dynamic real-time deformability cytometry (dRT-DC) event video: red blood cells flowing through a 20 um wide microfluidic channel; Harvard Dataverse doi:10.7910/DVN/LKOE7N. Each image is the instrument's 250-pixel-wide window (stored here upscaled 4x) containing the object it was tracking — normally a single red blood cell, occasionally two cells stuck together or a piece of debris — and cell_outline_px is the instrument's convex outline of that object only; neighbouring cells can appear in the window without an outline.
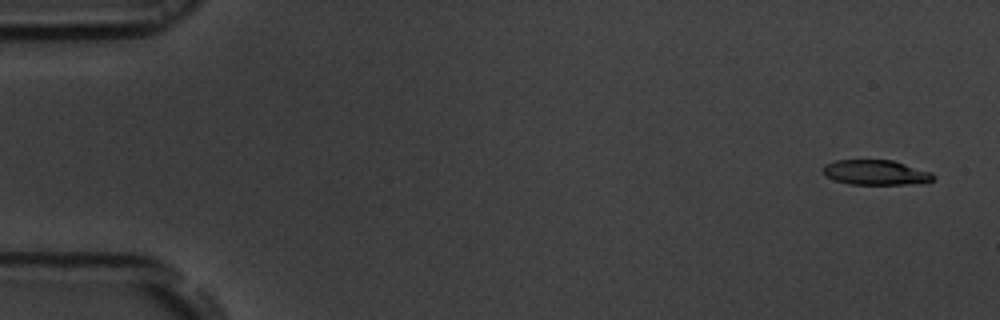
{"species": "common noctule bat (a hibernating species)", "species_latin": "Nyctalus noctula", "temperature_condition": "room temperature", "stored_images_in_passage": 55, "camera_frame_rate_fps": 3000, "um_per_image_px": 0.085, "animal": {"sex": "male", "body_mass_g": 19.5, "forearm_length_mm": 54.6}, "frame": {"image": 1, "passage_image": 3, "time_ms": 0.667, "image_size_px": [1000, 320], "cell_outline_px": [[936, 176], [932, 180], [908, 184], [848, 184], [824, 176], [824, 164], [836, 160], [892, 160], [932, 172]], "centroid_in_image_um": [74.42, 14.65], "position_along_channel_um": 10.6, "area_um2": 15.9}}
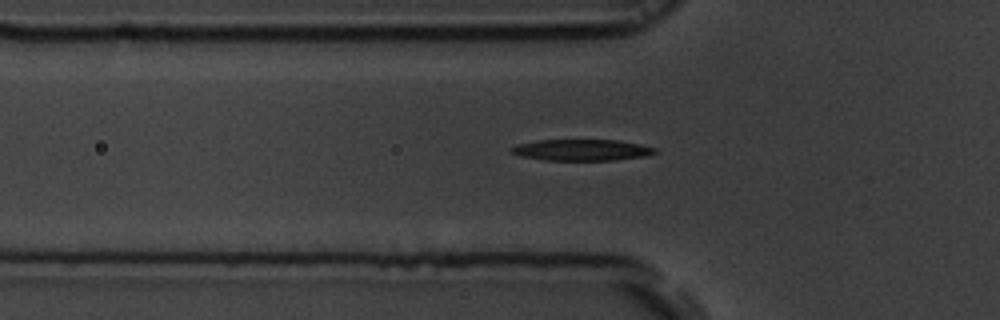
{"frame": {"image": 2, "passage_image": 19, "time_ms": 6.0, "image_size_px": [1000, 320], "cell_outline_px": [[656, 152], [648, 156], [616, 160], [544, 160], [520, 156], [512, 152], [508, 148], [516, 144], [536, 140], [620, 140], [640, 144], [656, 148]], "centroid_in_image_um": [49.44, 12.75], "position_along_channel_um": 76.4, "area_um2": 17.98}}
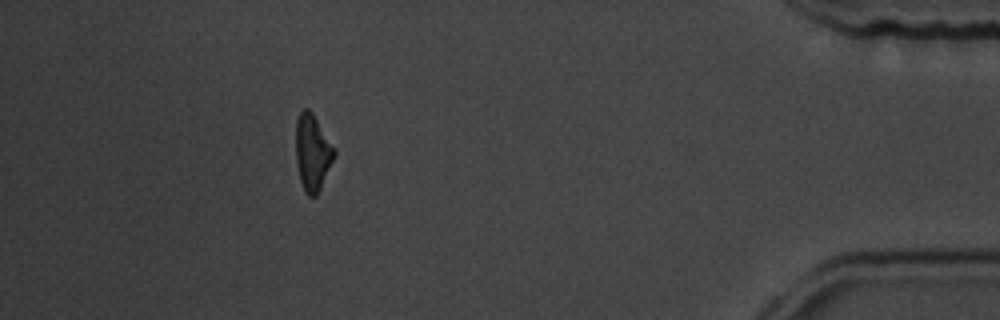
{"frame": {"image": 3, "passage_image": 50, "time_ms": 16.333, "image_size_px": [1000, 320], "cell_outline_px": [[336, 152], [320, 188], [316, 196], [308, 196], [304, 192], [300, 180], [296, 160], [296, 120], [300, 112], [304, 108], [308, 108], [312, 112], [336, 148]], "centroid_in_image_um": [26.56, 12.93], "position_along_channel_um": 408.6, "area_um2": 17.05}, "authors_computed_cell_mechanics": {"area_um2": 17.7446, "velocity_mm_per_s": 3.7333, "shape_relaxation_time_tau1_ms": 4.8627, "shape_relaxation_time_tau2_ms": null, "deformation_change_tau1": 0.2063, "deformation_change_tau2": null}}